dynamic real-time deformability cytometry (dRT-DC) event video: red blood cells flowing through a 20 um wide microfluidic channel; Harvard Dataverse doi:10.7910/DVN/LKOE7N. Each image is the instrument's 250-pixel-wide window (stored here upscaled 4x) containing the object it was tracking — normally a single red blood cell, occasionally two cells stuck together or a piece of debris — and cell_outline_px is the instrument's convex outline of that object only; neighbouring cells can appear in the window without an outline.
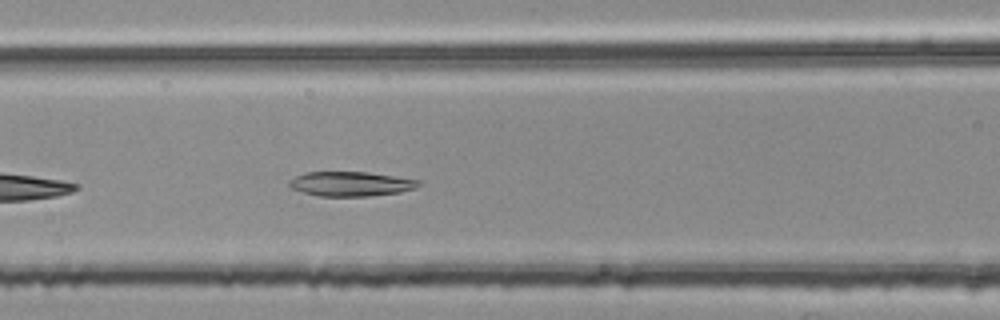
{"species": "common noctule bat (a hibernating species)", "species_latin": "Nyctalus noctula", "temperature_condition": "room temperature", "stored_images_in_passage": 31, "camera_frame_rate_fps": 3000, "um_per_image_px": 0.085, "animal": {"sex": "female", "body_mass_g": 25.1}, "frame": {"image": 1, "passage_image": 10, "time_ms": 3.0, "image_size_px": [1000, 320], "cell_outline_px": [[424, 184], [416, 188], [400, 192], [368, 196], [320, 196], [304, 192], [292, 188], [288, 184], [288, 180], [304, 172], [364, 172], [420, 180]], "centroid_in_image_um": [29.83, 15.63], "position_along_channel_um": 136.8, "area_um2": 18.44}}
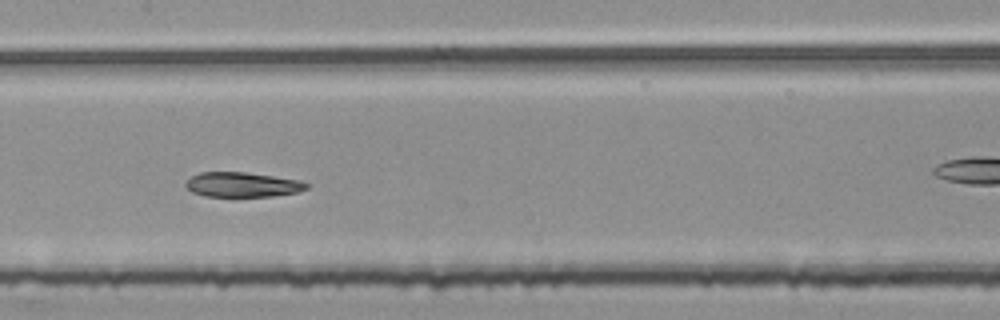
{"frame": {"image": 2, "passage_image": 14, "time_ms": 4.333, "image_size_px": [1000, 320], "cell_outline_px": [[312, 184], [308, 188], [296, 192], [272, 196], [204, 196], [192, 192], [184, 184], [192, 176], [200, 172], [244, 172], [300, 180]], "centroid_in_image_um": [20.62, 15.69], "position_along_channel_um": 186.8, "area_um2": 17.34}, "authors_computed_cell_mechanics": {"area_um2": 20.23, "velocity_mm_per_s": 3.7617, "shape_relaxation_time_tau1_ms": null, "shape_relaxation_time_tau2_ms": 6.6321, "deformation_change_tau1": null, "deformation_change_tau2": 0.1007}}